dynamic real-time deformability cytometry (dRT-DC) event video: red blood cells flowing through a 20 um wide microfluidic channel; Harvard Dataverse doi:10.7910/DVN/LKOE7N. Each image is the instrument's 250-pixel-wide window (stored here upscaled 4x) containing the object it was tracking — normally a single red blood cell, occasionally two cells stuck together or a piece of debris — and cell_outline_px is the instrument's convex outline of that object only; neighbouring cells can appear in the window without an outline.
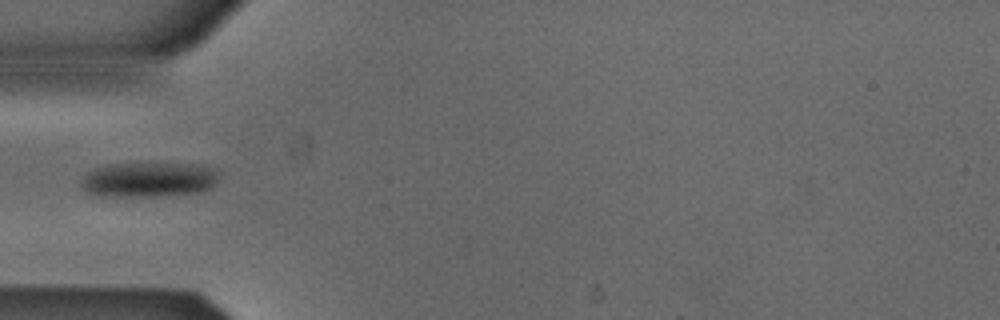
{"species": "Egyptian fruit bat (a non-hibernating species)", "species_latin": "Rousettus aegyptiacus", "temperature_condition": "cold", "stored_images_in_passage": 4, "camera_frame_rate_fps": 3000, "um_per_image_px": 0.085, "animal": {"sex": "male"}, "frame": {"image": 1, "passage_image": 3, "time_ms": 0.667, "image_size_px": [1000, 320], "cell_outline_px": [[220, 172], [216, 184], [212, 188], [200, 192], [168, 196], [100, 196], [88, 192], [80, 184], [80, 180], [88, 172], [96, 168], [108, 164], [148, 160], [204, 164]], "centroid_in_image_um": [12.72, 15.21], "position_along_channel_um": 72.3, "area_um2": 29.65}}
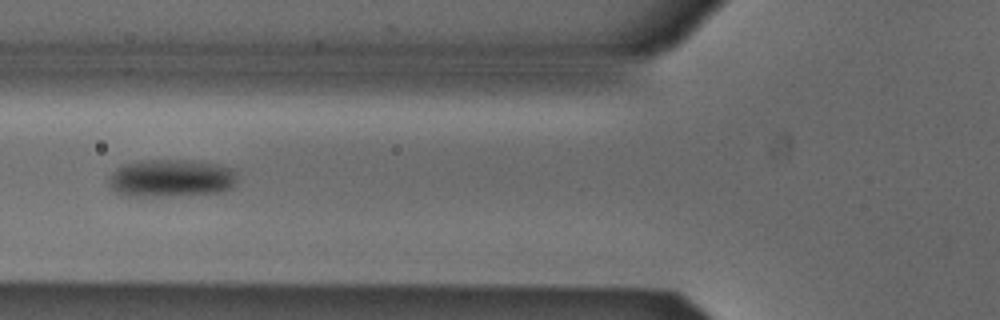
{"frame": {"image": 2, "passage_image": 4, "time_ms": 1.0, "image_size_px": [1000, 320], "cell_outline_px": [[236, 188], [224, 192], [168, 196], [124, 196], [108, 188], [108, 176], [116, 168], [124, 164], [148, 160], [188, 160], [216, 164], [232, 168], [236, 172]], "centroid_in_image_um": [14.55, 15.16], "position_along_channel_um": 111.3, "area_um2": 28.73}}